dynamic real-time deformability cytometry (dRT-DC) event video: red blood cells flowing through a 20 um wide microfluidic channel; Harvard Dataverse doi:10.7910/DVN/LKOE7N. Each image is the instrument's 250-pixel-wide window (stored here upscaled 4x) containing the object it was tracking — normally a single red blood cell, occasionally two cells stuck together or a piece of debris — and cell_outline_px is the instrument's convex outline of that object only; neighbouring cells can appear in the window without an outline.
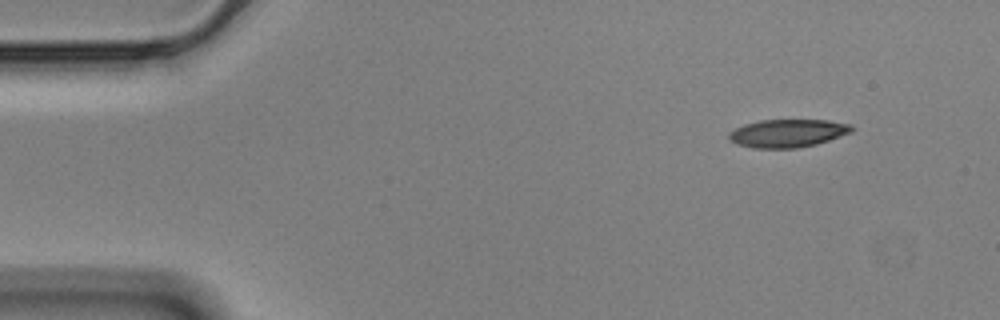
{"species": "Egyptian fruit bat (a non-hibernating species)", "species_latin": "Rousettus aegyptiacus", "temperature_condition": "cold", "stored_images_in_passage": 52, "camera_frame_rate_fps": 3000, "um_per_image_px": 0.085, "animal": {"sex": "male"}, "frame": {"image": 1, "passage_image": 1, "time_ms": 0.0, "image_size_px": [1000, 320], "cell_outline_px": [[856, 128], [852, 132], [816, 144], [796, 148], [752, 148], [736, 144], [728, 140], [728, 132], [744, 124], [760, 120], [828, 120], [852, 124]], "centroid_in_image_um": [66.95, 11.32], "position_along_channel_um": 18.1, "area_um2": 20.23}}
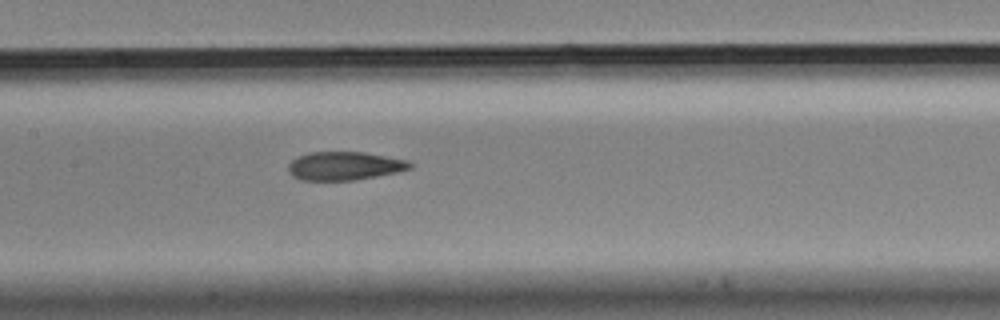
{"frame": {"image": 2, "passage_image": 22, "time_ms": 7.0, "image_size_px": [1000, 320], "cell_outline_px": [[412, 168], [396, 172], [356, 180], [300, 180], [292, 176], [288, 172], [288, 164], [292, 160], [308, 152], [364, 152], [408, 160], [412, 164]], "centroid_in_image_um": [29.27, 14.1], "position_along_channel_um": 178.1, "area_um2": 20.17}}
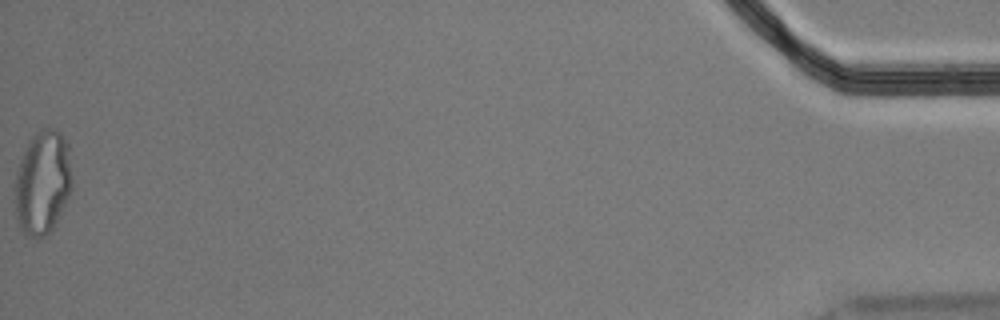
{"frame": {"image": 3, "passage_image": 52, "time_ms": 17.0, "image_size_px": [1000, 320], "cell_outline_px": [[72, 188], [60, 216], [52, 228], [44, 236], [32, 236], [24, 232], [20, 228], [16, 216], [12, 184], [20, 160], [28, 140], [40, 128], [56, 128], [60, 132], [68, 144], [72, 180]], "centroid_in_image_um": [3.6, 15.47], "position_along_channel_um": 431.6, "area_um2": 35.14}, "authors_computed_cell_mechanics": {"area_um2": 21.2704, "velocity_mm_per_s": 3.5293, "shape_relaxation_time_tau1_ms": 5.9491, "shape_relaxation_time_tau2_ms": 2.5321, "deformation_change_tau1": 0.1947, "deformation_change_tau2": 0.1113}}